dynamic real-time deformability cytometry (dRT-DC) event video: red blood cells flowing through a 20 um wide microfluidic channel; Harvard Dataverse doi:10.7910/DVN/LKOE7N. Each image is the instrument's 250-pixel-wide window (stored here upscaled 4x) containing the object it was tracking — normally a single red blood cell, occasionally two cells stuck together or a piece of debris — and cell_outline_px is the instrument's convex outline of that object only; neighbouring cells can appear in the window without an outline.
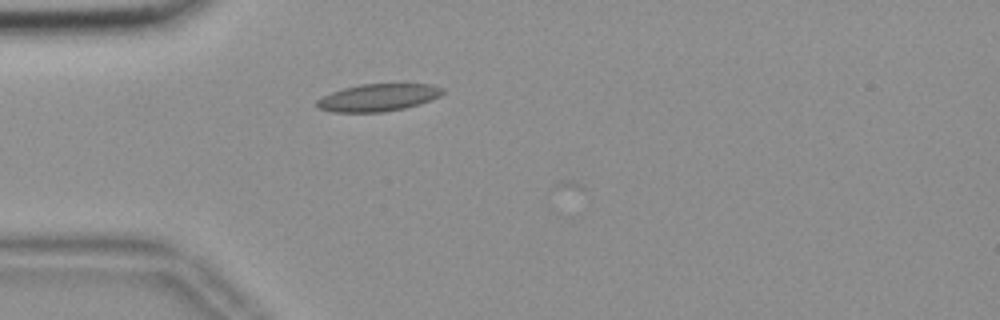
{"species": "common noctule bat (a hibernating species)", "species_latin": "Nyctalus noctula", "temperature_condition": "room temperature", "stored_images_in_passage": 16, "camera_frame_rate_fps": 3000, "um_per_image_px": 0.085, "animal": {"sex": "female", "body_mass_g": 18.4}, "frame": {"image": 1, "passage_image": 15, "time_ms": 4.667, "image_size_px": [1000, 320], "cell_outline_px": [[444, 92], [440, 96], [420, 104], [404, 108], [384, 112], [332, 112], [320, 108], [316, 104], [316, 100], [332, 92], [344, 88], [360, 84], [432, 84], [444, 88]], "centroid_in_image_um": [32.17, 8.29], "position_along_channel_um": 52.8, "area_um2": 20.0}}